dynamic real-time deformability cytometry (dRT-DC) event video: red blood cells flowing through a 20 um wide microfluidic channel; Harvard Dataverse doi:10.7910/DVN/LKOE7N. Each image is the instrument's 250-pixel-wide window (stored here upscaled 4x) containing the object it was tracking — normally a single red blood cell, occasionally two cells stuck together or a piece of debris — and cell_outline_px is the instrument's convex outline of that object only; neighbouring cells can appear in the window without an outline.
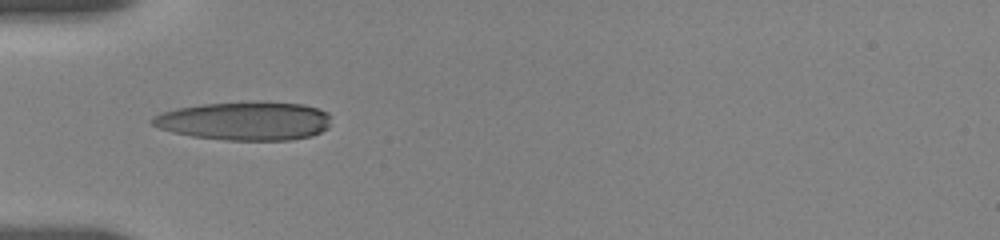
{"species": "human", "species_latin": "Homo sapiens", "temperature_condition": "room temperature", "stored_images_in_passage": 46, "camera_frame_rate_fps": 3000, "um_per_image_px": 0.085, "donor": {"sex": "female"}, "frame": {"image": 1, "passage_image": 1, "time_ms": 0.0, "image_size_px": [1000, 240], "cell_outline_px": [[332, 116], [328, 128], [312, 136], [292, 140], [224, 140], [192, 136], [172, 132], [160, 128], [152, 124], [148, 120], [152, 116], [160, 112], [176, 108], [204, 104], [304, 104], [328, 112]], "centroid_in_image_um": [20.79, 10.32], "position_along_channel_um": 64.2, "area_um2": 39.54}}
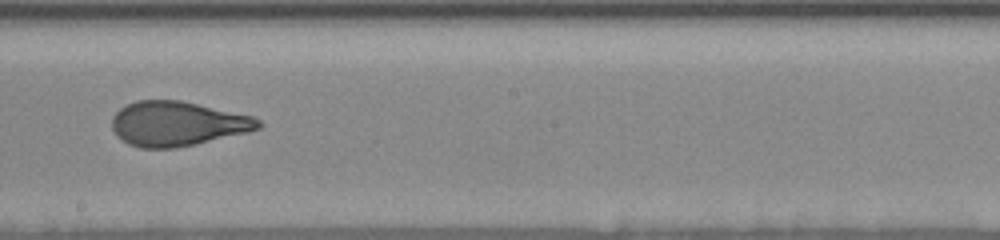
{"frame": {"image": 2, "passage_image": 30, "time_ms": 4.667, "image_size_px": [1000, 240], "cell_outline_px": [[264, 124], [260, 128], [248, 132], [176, 148], [140, 148], [128, 144], [116, 136], [112, 128], [112, 116], [120, 108], [136, 100], [180, 100], [252, 116], [260, 120]], "centroid_in_image_um": [15.05, 10.52], "position_along_channel_um": 233.1, "area_um2": 38.03}}
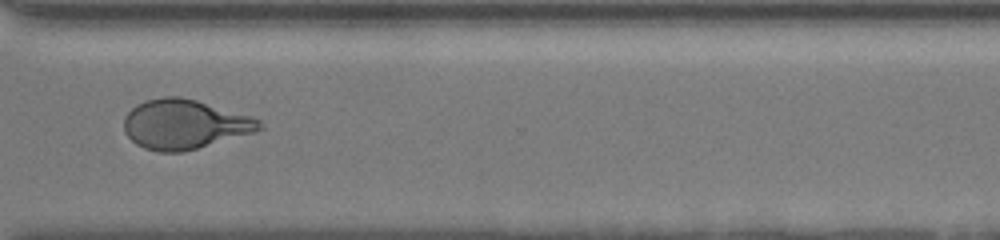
{"frame": {"image": 3, "passage_image": 45, "time_ms": 8.0, "image_size_px": [1000, 240], "cell_outline_px": [[264, 128], [256, 132], [184, 152], [160, 152], [144, 148], [136, 144], [124, 132], [124, 116], [136, 104], [144, 100], [164, 96], [180, 96], [196, 100], [252, 116], [260, 120], [264, 124]], "centroid_in_image_um": [15.69, 10.56], "position_along_channel_um": 354.9, "area_um2": 39.42}}